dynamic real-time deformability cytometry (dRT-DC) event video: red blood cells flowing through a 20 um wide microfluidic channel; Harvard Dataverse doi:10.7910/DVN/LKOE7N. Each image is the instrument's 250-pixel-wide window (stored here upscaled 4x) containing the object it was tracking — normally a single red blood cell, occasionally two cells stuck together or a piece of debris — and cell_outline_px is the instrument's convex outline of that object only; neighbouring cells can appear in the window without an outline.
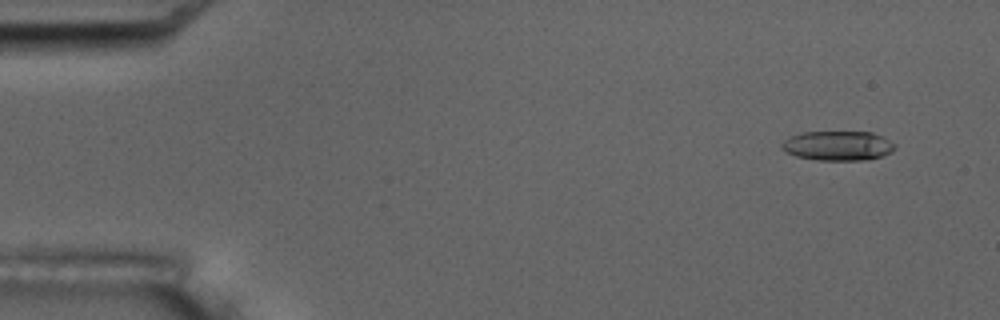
{"species": "common noctule bat (a hibernating species)", "species_latin": "Nyctalus noctula", "temperature_condition": "room temperature", "stored_images_in_passage": 4, "camera_frame_rate_fps": 3000, "um_per_image_px": 0.085, "animal": {"sex": "male", "body_mass_g": 17.5, "forearm_length_mm": 52.3}, "frame": {"image": 1, "passage_image": 1, "time_ms": 0.0, "image_size_px": [1000, 320], "cell_outline_px": [[896, 148], [892, 152], [868, 160], [816, 160], [796, 156], [784, 152], [780, 148], [780, 144], [784, 140], [800, 132], [872, 132], [896, 144]], "centroid_in_image_um": [71.19, 12.39], "position_along_channel_um": 13.8, "area_um2": 19.59}}